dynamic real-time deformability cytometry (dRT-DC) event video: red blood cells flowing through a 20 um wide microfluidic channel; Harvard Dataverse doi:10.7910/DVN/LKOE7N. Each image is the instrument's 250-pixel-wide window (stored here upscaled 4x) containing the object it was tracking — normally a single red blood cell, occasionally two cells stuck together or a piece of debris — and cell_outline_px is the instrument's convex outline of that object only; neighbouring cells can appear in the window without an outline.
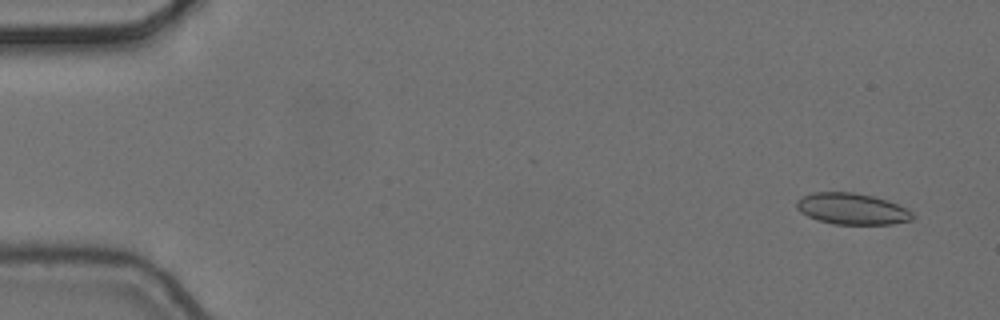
{"species": "common noctule bat (a hibernating species)", "species_latin": "Nyctalus noctula", "temperature_condition": "cold", "stored_images_in_passage": 5, "camera_frame_rate_fps": 3000, "um_per_image_px": 0.085, "animal": {"sex": "female", "body_mass_g": 24.6, "forearm_length_mm": 56.2}, "frame": {"image": 1, "passage_image": 1, "time_ms": 0.0, "image_size_px": [1000, 320], "cell_outline_px": [[916, 216], [912, 220], [892, 224], [832, 224], [808, 216], [800, 212], [796, 208], [796, 200], [812, 192], [852, 192], [872, 196], [908, 208]], "centroid_in_image_um": [72.42, 17.75], "position_along_channel_um": 12.6, "area_um2": 21.1}}
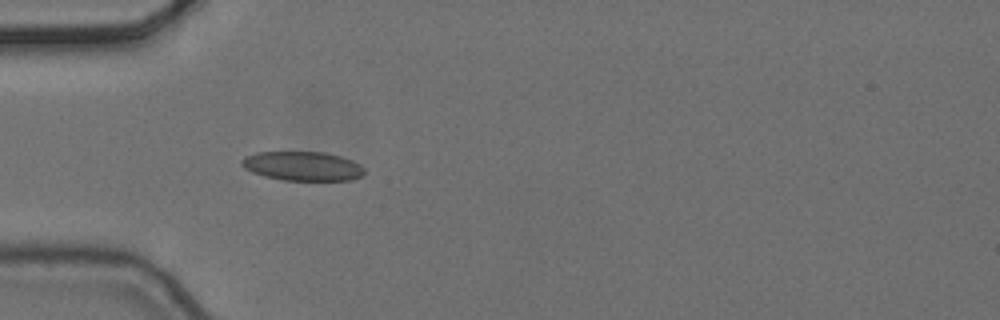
{"frame": {"image": 2, "passage_image": 5, "time_ms": 1.333, "image_size_px": [1000, 320], "cell_outline_px": [[364, 172], [360, 176], [352, 180], [284, 180], [264, 176], [252, 172], [244, 168], [240, 164], [240, 160], [244, 156], [256, 152], [324, 152], [340, 156], [352, 160], [360, 164], [364, 168]], "centroid_in_image_um": [25.69, 14.11], "position_along_channel_um": 59.3, "area_um2": 20.92}}